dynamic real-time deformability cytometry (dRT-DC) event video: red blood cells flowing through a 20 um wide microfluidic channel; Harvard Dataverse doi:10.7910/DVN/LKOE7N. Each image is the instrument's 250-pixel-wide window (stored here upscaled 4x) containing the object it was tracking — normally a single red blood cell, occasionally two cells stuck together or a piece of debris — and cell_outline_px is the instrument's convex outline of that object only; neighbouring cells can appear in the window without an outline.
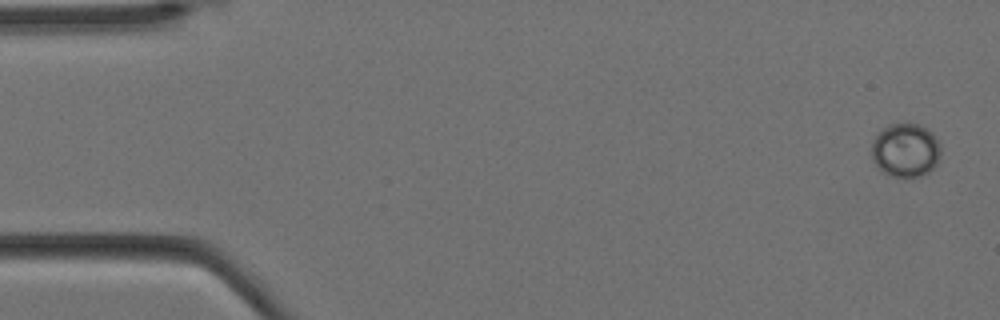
{"species": "Egyptian fruit bat (a non-hibernating species)", "species_latin": "Rousettus aegyptiacus", "temperature_condition": "cold", "stored_images_in_passage": 5, "camera_frame_rate_fps": 3000, "um_per_image_px": 0.085, "animal": {"sex": "female"}, "frame": {"image": 1, "passage_image": 1, "time_ms": 0.0, "image_size_px": [1000, 320], "cell_outline_px": [[940, 156], [936, 164], [924, 176], [912, 180], [888, 176], [880, 172], [872, 160], [872, 140], [888, 124], [904, 120], [920, 124], [928, 128], [932, 132], [940, 144]], "centroid_in_image_um": [76.96, 12.78], "position_along_channel_um": 8.0, "area_um2": 22.83}}
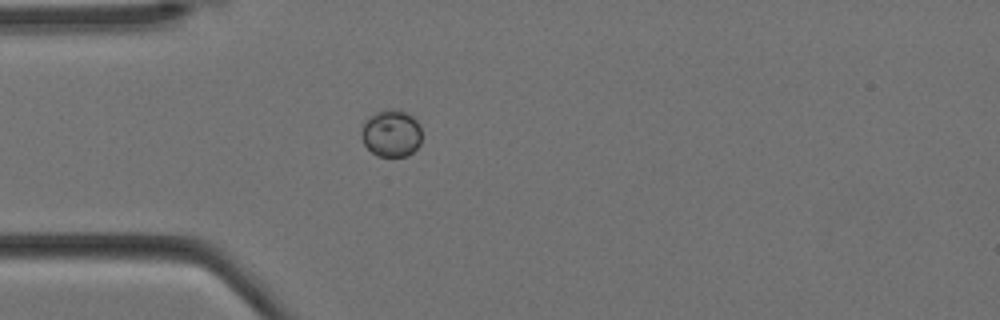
{"frame": {"image": 2, "passage_image": 5, "time_ms": 1.333, "image_size_px": [1000, 320], "cell_outline_px": [[420, 144], [408, 156], [376, 156], [364, 144], [360, 136], [360, 132], [368, 116], [384, 108], [400, 108], [412, 116], [420, 124]], "centroid_in_image_um": [33.24, 11.3], "position_along_channel_um": 51.8, "area_um2": 16.88}}